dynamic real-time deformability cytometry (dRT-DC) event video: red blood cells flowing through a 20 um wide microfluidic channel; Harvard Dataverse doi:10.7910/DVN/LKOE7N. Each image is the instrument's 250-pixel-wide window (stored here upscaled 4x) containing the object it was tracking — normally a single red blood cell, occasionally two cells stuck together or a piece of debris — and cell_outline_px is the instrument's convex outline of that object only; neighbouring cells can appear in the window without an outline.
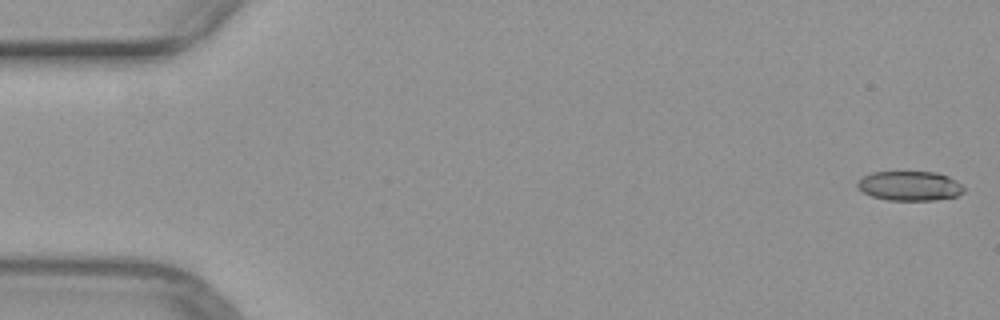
{"species": "common noctule bat (a hibernating species)", "species_latin": "Nyctalus noctula", "temperature_condition": "warm", "stored_images_in_passage": 51, "camera_frame_rate_fps": 3000, "um_per_image_px": 0.085, "animal": {"sex": "female", "body_mass_g": 29.2, "forearm_length_mm": 56.3}, "frame": {"image": 1, "passage_image": 1, "time_ms": 0.0, "image_size_px": [1000, 320], "cell_outline_px": [[964, 192], [956, 196], [932, 200], [888, 200], [872, 196], [864, 192], [856, 184], [864, 176], [872, 172], [936, 172], [948, 176], [956, 180], [964, 188]], "centroid_in_image_um": [77.35, 15.8], "position_along_channel_um": 7.7, "area_um2": 18.09}}
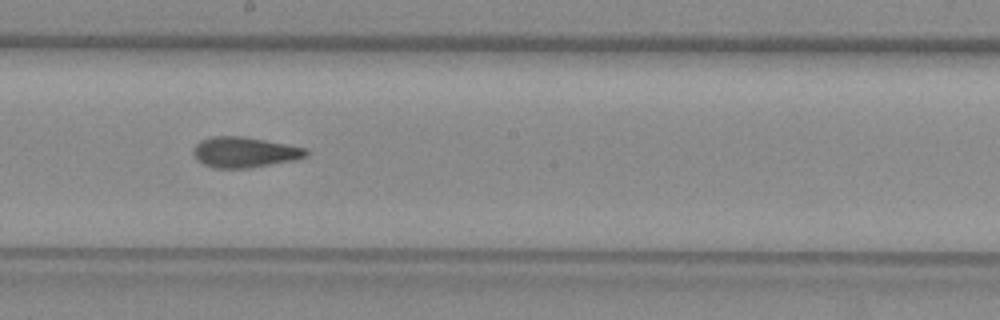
{"frame": {"image": 2, "passage_image": 28, "time_ms": 9.0, "image_size_px": [1000, 320], "cell_outline_px": [[308, 156], [296, 160], [248, 168], [212, 168], [204, 164], [192, 152], [192, 148], [200, 140], [212, 136], [240, 136], [264, 140], [308, 148]], "centroid_in_image_um": [20.8, 12.94], "position_along_channel_um": 227.4, "area_um2": 20.06}}
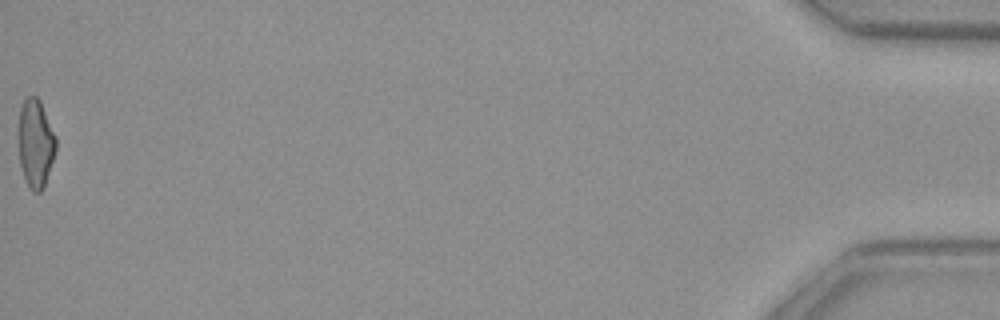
{"frame": {"image": 3, "passage_image": 51, "time_ms": 16.667, "image_size_px": [1000, 320], "cell_outline_px": [[56, 148], [44, 188], [40, 192], [32, 192], [24, 176], [20, 164], [20, 108], [24, 100], [28, 96], [36, 96], [40, 100], [56, 136]], "centroid_in_image_um": [3.05, 12.19], "position_along_channel_um": 432.1, "area_um2": 18.84}}